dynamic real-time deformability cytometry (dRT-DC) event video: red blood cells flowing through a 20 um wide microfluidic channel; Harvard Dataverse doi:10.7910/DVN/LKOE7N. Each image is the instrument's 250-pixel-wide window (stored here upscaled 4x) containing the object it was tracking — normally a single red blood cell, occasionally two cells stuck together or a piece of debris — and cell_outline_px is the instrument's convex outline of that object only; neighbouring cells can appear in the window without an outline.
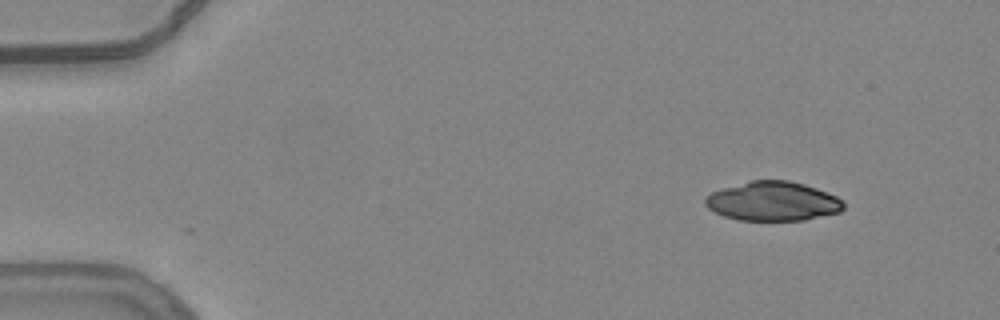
{"species": "common noctule bat (a hibernating species)", "species_latin": "Nyctalus noctula", "temperature_condition": "warm", "stored_images_in_passage": 49, "camera_frame_rate_fps": 3000, "um_per_image_px": 0.085, "animal": {"sex": "female", "body_mass_g": 24.6, "forearm_length_mm": 56.2}, "frame": {"image": 1, "passage_image": 1, "time_ms": 0.0, "image_size_px": [1000, 320], "cell_outline_px": [[844, 208], [840, 212], [804, 220], [736, 220], [724, 216], [708, 208], [704, 204], [704, 200], [712, 192], [724, 188], [752, 180], [788, 180], [804, 184], [816, 188], [836, 196], [844, 204]], "centroid_in_image_um": [65.69, 17.11], "position_along_channel_um": 19.3, "area_um2": 31.39}}